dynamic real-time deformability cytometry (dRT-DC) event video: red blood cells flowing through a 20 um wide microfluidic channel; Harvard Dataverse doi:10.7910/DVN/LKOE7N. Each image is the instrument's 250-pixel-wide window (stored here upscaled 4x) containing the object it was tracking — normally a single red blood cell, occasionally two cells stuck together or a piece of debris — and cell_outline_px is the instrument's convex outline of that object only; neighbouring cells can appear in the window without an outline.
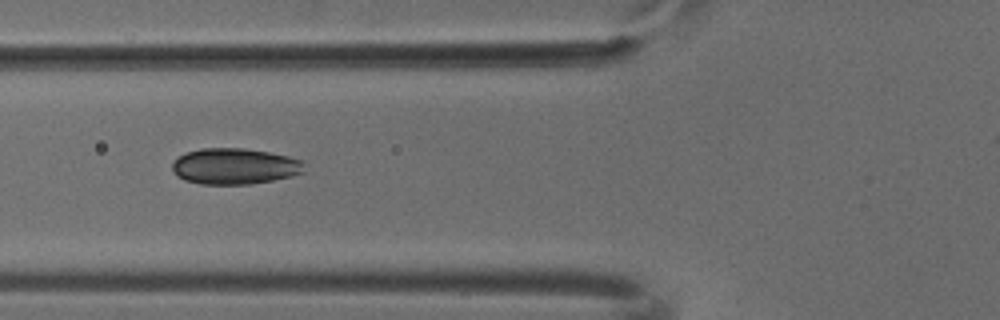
{"species": "common noctule bat (a hibernating species)", "species_latin": "Nyctalus noctula", "temperature_condition": "cold", "stored_images_in_passage": 6, "segment_of_instrument_passage": [1, 2], "camera_frame_rate_fps": 3000, "um_per_image_px": 0.085, "animal": {"sex": "male", "body_mass_g": 18.8}, "frame": {"image": 1, "passage_image": 3, "time_ms": 0.667, "image_size_px": [1000, 320], "cell_outline_px": [[304, 172], [292, 176], [272, 180], [248, 184], [200, 184], [184, 180], [176, 176], [172, 168], [172, 160], [188, 152], [200, 148], [244, 148], [268, 152], [288, 156], [304, 160]], "centroid_in_image_um": [19.94, 14.13], "position_along_channel_um": 105.9, "area_um2": 27.86}}
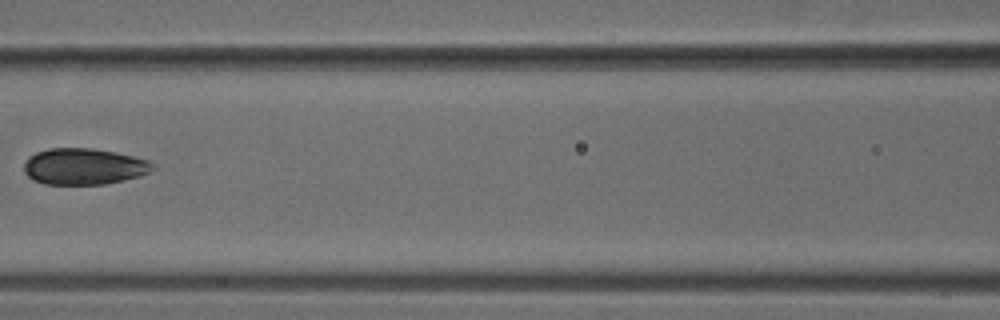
{"frame": {"image": 2, "passage_image": 4, "time_ms": 1.0, "image_size_px": [1000, 320], "cell_outline_px": [[156, 168], [140, 176], [104, 184], [44, 184], [32, 180], [24, 172], [24, 164], [28, 156], [36, 152], [48, 148], [92, 148], [116, 152], [148, 160], [156, 164]], "centroid_in_image_um": [7.12, 14.14], "position_along_channel_um": 159.5, "area_um2": 27.4}}
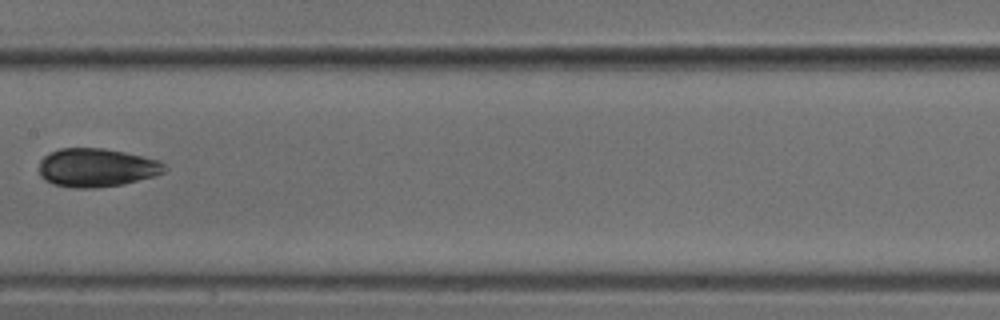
{"frame": {"image": 3, "passage_image": 5, "time_ms": 1.333, "image_size_px": [1000, 320], "cell_outline_px": [[168, 168], [164, 172], [156, 176], [124, 184], [92, 188], [76, 188], [52, 184], [44, 180], [40, 176], [40, 160], [48, 152], [60, 148], [104, 148], [124, 152], [160, 160]], "centroid_in_image_um": [8.22, 14.25], "position_along_channel_um": 199.2, "area_um2": 28.44}}